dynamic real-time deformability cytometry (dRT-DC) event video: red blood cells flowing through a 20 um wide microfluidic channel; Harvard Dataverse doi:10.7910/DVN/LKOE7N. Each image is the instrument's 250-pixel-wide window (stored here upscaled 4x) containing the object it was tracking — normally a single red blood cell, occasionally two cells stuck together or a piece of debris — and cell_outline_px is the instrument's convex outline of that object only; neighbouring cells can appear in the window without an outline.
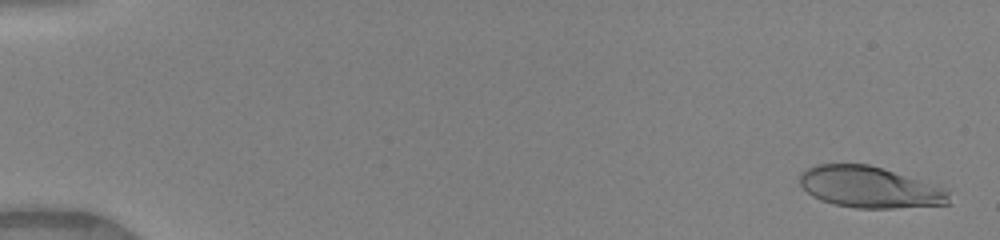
{"species": "human", "species_latin": "Homo sapiens", "temperature_condition": "warm", "stored_images_in_passage": 15, "camera_frame_rate_fps": 3000, "um_per_image_px": 0.085, "donor": {"sex": "female"}, "frame": {"image": 1, "passage_image": 1, "time_ms": 0.0, "image_size_px": [1000, 240], "cell_outline_px": [[952, 204], [892, 208], [856, 208], [836, 204], [820, 200], [812, 196], [800, 184], [800, 172], [816, 164], [868, 164], [884, 168], [944, 188], [948, 192]], "centroid_in_image_um": [73.92, 15.91], "position_along_channel_um": 11.1, "area_um2": 35.84}}
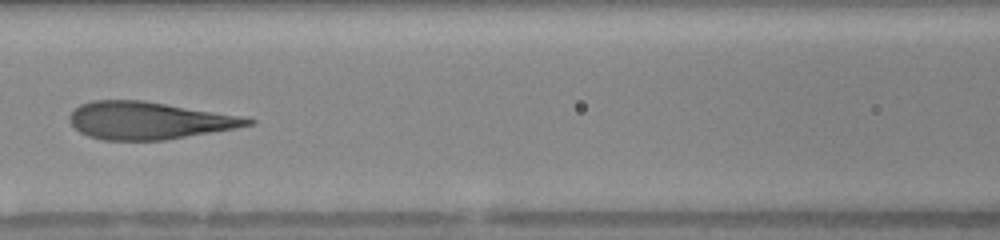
{"frame": {"image": 2, "passage_image": 8, "time_ms": 2.333, "image_size_px": [1000, 240], "cell_outline_px": [[256, 124], [236, 128], [164, 140], [104, 140], [88, 136], [80, 132], [68, 120], [68, 116], [80, 104], [92, 100], [144, 100], [240, 116], [256, 120]], "centroid_in_image_um": [12.63, 10.24], "position_along_channel_um": 154.0, "area_um2": 38.73}}
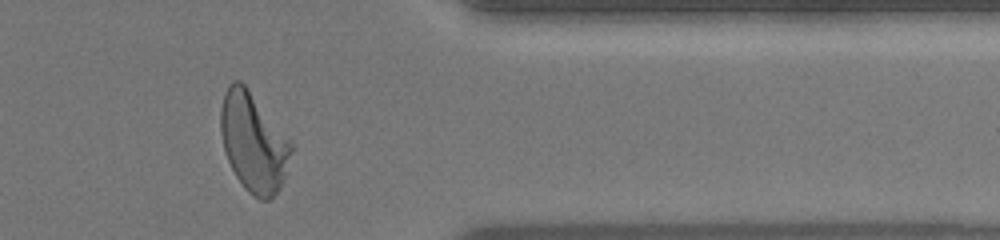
{"frame": {"image": 3, "passage_image": 14, "time_ms": 4.333, "image_size_px": [1000, 240], "cell_outline_px": [[296, 144], [280, 188], [272, 200], [260, 200], [252, 196], [244, 188], [236, 176], [228, 160], [224, 148], [220, 132], [220, 108], [224, 92], [228, 84], [232, 80], [240, 80], [248, 88]], "centroid_in_image_um": [21.58, 12.09], "position_along_channel_um": 389.8, "area_um2": 41.5}}